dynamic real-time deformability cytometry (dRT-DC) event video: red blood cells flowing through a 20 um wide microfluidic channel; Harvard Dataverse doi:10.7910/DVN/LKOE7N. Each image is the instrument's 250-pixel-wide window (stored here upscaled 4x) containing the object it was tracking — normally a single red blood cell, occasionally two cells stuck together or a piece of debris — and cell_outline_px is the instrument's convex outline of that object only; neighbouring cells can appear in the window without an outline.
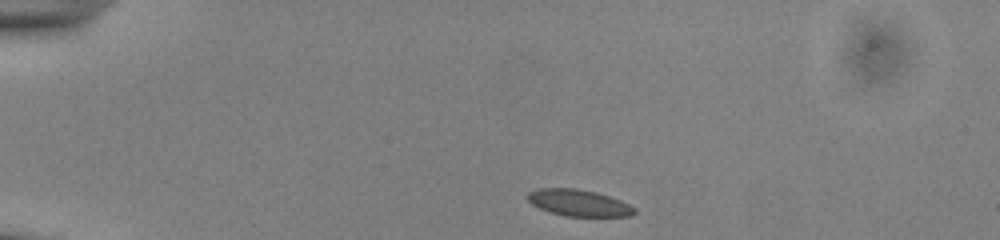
{"species": "common noctule bat (a hibernating species)", "species_latin": "Nyctalus noctula", "temperature_condition": "cold", "stored_images_in_passage": 43, "camera_frame_rate_fps": 3000, "um_per_image_px": 0.085, "animal": {"sex": "male", "body_mass_g": 13.0, "forearm_length_mm": 53.1}, "frame": {"image": 1, "passage_image": 1, "time_ms": 0.0, "image_size_px": [1000, 240], "cell_outline_px": [[636, 212], [632, 216], [564, 216], [548, 212], [532, 204], [524, 196], [528, 192], [536, 188], [576, 188], [596, 192], [620, 200], [636, 208]], "centroid_in_image_um": [49.15, 17.24], "position_along_channel_um": 35.9, "area_um2": 16.7}}
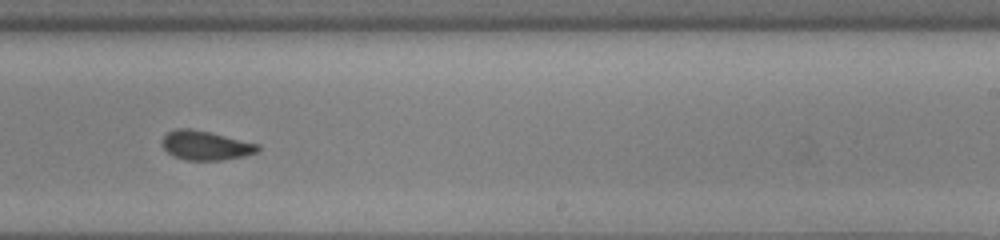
{"frame": {"image": 2, "passage_image": 24, "time_ms": 7.667, "image_size_px": [1000, 240], "cell_outline_px": [[260, 148], [256, 152], [244, 156], [224, 160], [188, 160], [172, 156], [160, 144], [160, 140], [168, 132], [176, 128], [192, 128], [260, 144]], "centroid_in_image_um": [17.45, 12.36], "position_along_channel_um": 271.6, "area_um2": 16.42}}
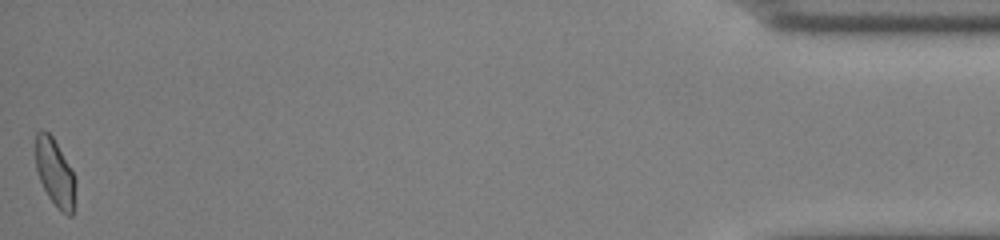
{"frame": {"image": 3, "passage_image": 43, "time_ms": 14.0, "image_size_px": [1000, 240], "cell_outline_px": [[76, 184], [72, 216], [68, 216], [60, 212], [56, 208], [48, 196], [40, 180], [36, 168], [36, 132], [40, 128], [48, 132], [52, 136], [76, 176]], "centroid_in_image_um": [4.69, 14.71], "position_along_channel_um": 430.5, "area_um2": 15.84}, "authors_computed_cell_mechanics": {"area_um2": 16.5886, "velocity_mm_per_s": 3.8526, "shape_relaxation_time_tau1_ms": 3.5232, "shape_relaxation_time_tau2_ms": 1.0308, "deformation_change_tau1": 0.0907, "deformation_change_tau2": 0.061}}